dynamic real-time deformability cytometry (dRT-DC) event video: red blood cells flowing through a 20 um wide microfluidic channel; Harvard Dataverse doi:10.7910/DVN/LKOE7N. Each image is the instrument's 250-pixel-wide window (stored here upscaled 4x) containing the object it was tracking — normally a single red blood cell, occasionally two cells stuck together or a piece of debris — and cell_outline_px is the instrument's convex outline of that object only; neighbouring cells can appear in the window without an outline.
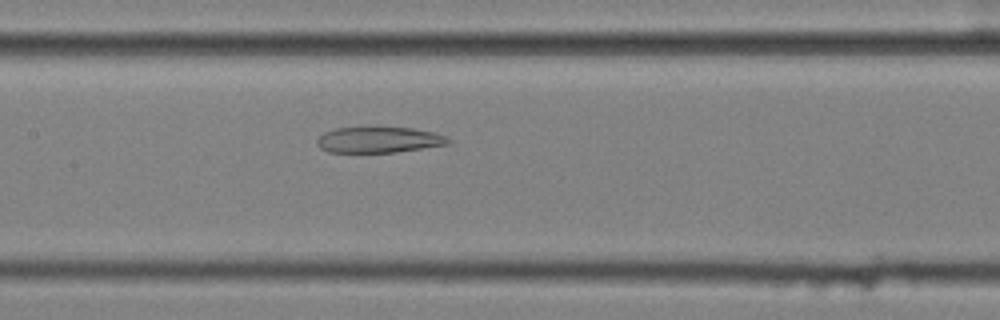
{"species": "common noctule bat (a hibernating species)", "species_latin": "Nyctalus noctula", "temperature_condition": "cold", "stored_images_in_passage": 44, "camera_frame_rate_fps": 3000, "um_per_image_px": 0.085, "animal": {"sex": "female", "body_mass_g": 25.1}, "frame": {"image": 1, "passage_image": 15, "time_ms": 4.667, "image_size_px": [1000, 320], "cell_outline_px": [[452, 144], [396, 152], [328, 152], [320, 148], [316, 144], [316, 140], [324, 132], [336, 128], [360, 124], [368, 124], [412, 128], [436, 132], [448, 136], [452, 140]], "centroid_in_image_um": [32.22, 11.83], "position_along_channel_um": 175.2, "area_um2": 21.1}}
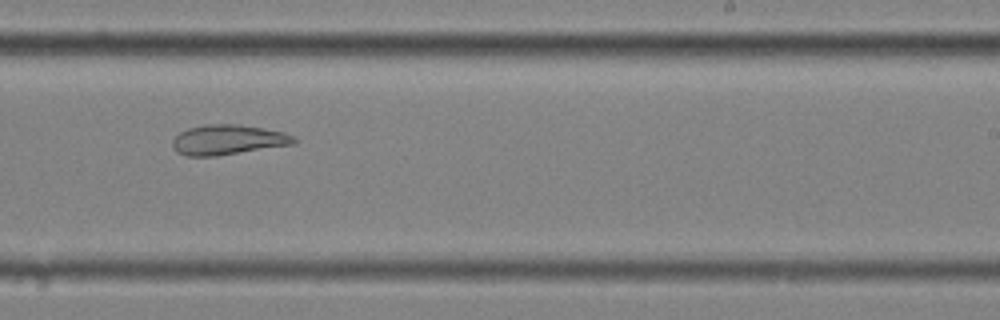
{"frame": {"image": 2, "passage_image": 23, "time_ms": 7.333, "image_size_px": [1000, 320], "cell_outline_px": [[300, 140], [292, 144], [216, 156], [184, 156], [176, 152], [172, 148], [172, 140], [180, 132], [188, 128], [208, 124], [240, 124], [264, 128], [284, 132], [296, 136]], "centroid_in_image_um": [19.37, 11.88], "position_along_channel_um": 269.6, "area_um2": 21.39}}
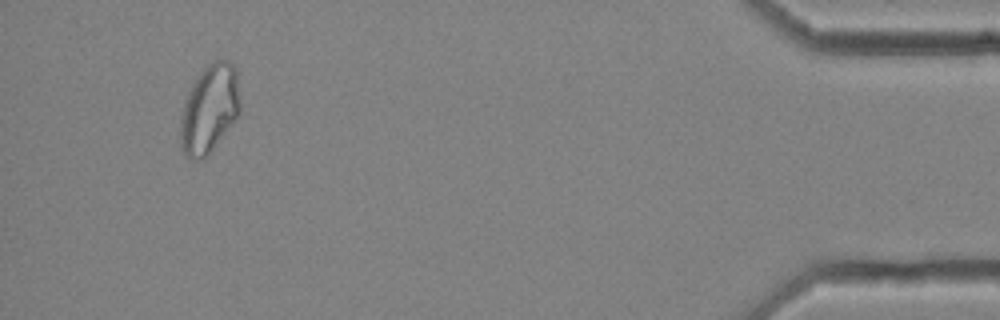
{"frame": {"image": 3, "passage_image": 41, "time_ms": 13.333, "image_size_px": [1000, 320], "cell_outline_px": [[240, 112], [204, 160], [192, 160], [184, 152], [180, 144], [180, 120], [184, 100], [196, 76], [208, 64], [216, 60], [232, 60], [236, 68], [240, 100]], "centroid_in_image_um": [17.79, 9.23], "position_along_channel_um": 417.4, "area_um2": 30.87}, "authors_computed_cell_mechanics": {"area_um2": 24.854, "velocity_mm_per_s": 3.5581, "shape_relaxation_time_tau1_ms": null, "shape_relaxation_time_tau2_ms": 5.9608, "deformation_change_tau1": null, "deformation_change_tau2": 0.1518}}